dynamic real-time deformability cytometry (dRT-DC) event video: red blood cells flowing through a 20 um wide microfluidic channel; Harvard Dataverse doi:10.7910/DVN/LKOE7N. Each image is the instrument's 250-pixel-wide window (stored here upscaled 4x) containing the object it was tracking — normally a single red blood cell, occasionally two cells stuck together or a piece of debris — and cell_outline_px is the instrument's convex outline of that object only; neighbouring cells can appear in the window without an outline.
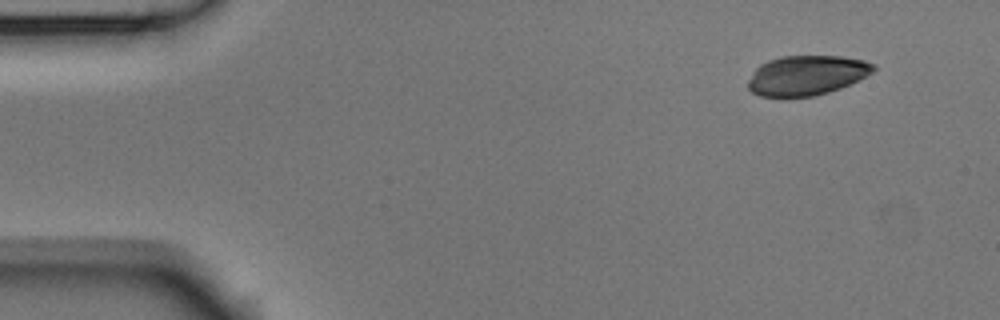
{"species": "Egyptian fruit bat (a non-hibernating species)", "species_latin": "Rousettus aegyptiacus", "temperature_condition": "room temperature", "stored_images_in_passage": 3, "camera_frame_rate_fps": 3000, "um_per_image_px": 0.085, "animal": {"sex": "male"}, "frame": {"image": 1, "passage_image": 1, "time_ms": 0.0, "image_size_px": [1000, 320], "cell_outline_px": [[876, 68], [872, 72], [840, 88], [828, 92], [812, 96], [760, 96], [752, 92], [748, 88], [748, 80], [752, 72], [760, 64], [768, 60], [780, 56], [840, 56], [864, 60], [876, 64]], "centroid_in_image_um": [68.54, 6.38], "position_along_channel_um": 16.5, "area_um2": 28.84}}